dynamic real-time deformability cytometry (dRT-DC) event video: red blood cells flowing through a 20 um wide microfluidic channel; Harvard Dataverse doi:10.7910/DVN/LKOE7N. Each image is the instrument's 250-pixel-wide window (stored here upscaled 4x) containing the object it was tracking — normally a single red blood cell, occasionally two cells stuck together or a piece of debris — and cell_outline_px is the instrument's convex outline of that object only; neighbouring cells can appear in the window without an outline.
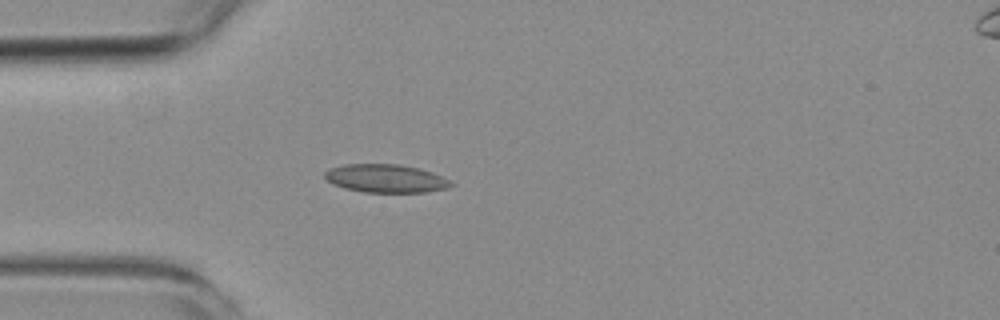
{"species": "common noctule bat (a hibernating species)", "species_latin": "Nyctalus noctula", "temperature_condition": "room temperature", "stored_images_in_passage": 4, "camera_frame_rate_fps": 3000, "um_per_image_px": 0.085, "animal": {"sex": "female", "body_mass_g": 19.3, "forearm_length_mm": 54.1}, "frame": {"image": 1, "passage_image": 4, "time_ms": 3.667, "image_size_px": [1000, 320], "cell_outline_px": [[456, 184], [448, 188], [424, 192], [364, 192], [344, 188], [332, 184], [324, 176], [324, 172], [328, 168], [344, 164], [400, 164], [420, 168], [432, 172], [452, 180]], "centroid_in_image_um": [32.81, 15.16], "position_along_channel_um": 52.2, "area_um2": 21.04}}